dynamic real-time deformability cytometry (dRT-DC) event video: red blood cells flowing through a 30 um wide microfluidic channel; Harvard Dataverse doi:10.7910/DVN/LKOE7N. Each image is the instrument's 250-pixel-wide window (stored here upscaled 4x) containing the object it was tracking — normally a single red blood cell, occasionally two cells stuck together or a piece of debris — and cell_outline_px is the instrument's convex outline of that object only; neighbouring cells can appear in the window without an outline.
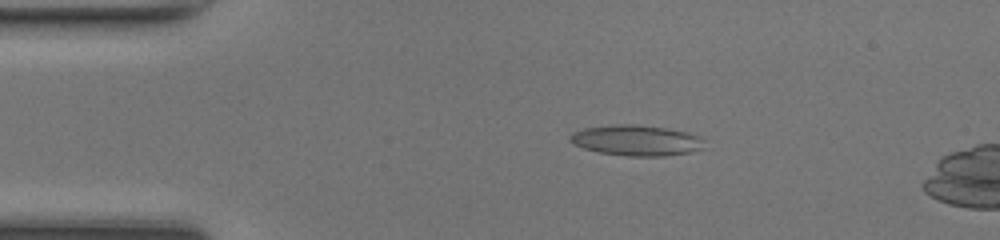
{"species": "common noctule bat (a hibernating species)", "species_latin": "Nyctalus noctula", "temperature_condition": "room temperature", "stored_images_in_passage": 12, "camera_frame_rate_fps": 3000, "um_per_image_px": 0.085, "animal": {"sex": "female", "body_mass_g": 17.0, "forearm_length_mm": 48.0}, "frame": {"image": 1, "passage_image": 9, "time_ms": 2.667, "image_size_px": [1000, 240], "cell_outline_px": [[708, 148], [688, 152], [664, 156], [628, 156], [600, 152], [584, 148], [572, 144], [568, 140], [568, 136], [572, 132], [584, 128], [612, 124], [632, 124], [668, 128], [688, 132], [704, 136]], "centroid_in_image_um": [54.15, 11.92], "position_along_channel_um": 30.8, "area_um2": 24.51}}